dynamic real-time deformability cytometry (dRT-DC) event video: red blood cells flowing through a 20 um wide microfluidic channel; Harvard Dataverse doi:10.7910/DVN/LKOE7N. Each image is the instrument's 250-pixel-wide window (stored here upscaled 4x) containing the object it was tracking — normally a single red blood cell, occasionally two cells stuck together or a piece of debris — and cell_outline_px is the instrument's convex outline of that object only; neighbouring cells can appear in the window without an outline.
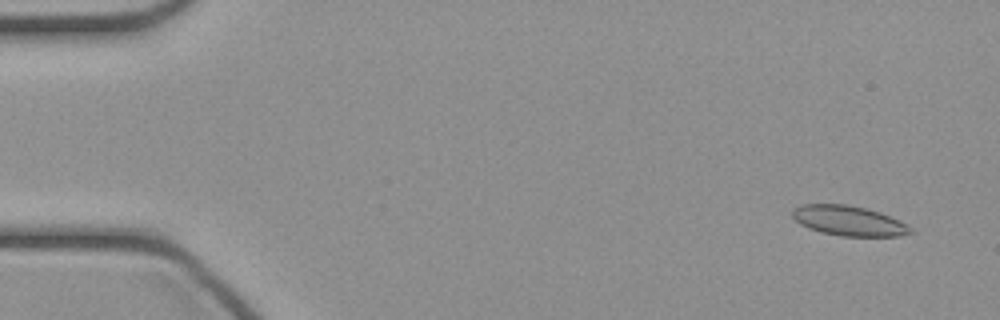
{"species": "common noctule bat (a hibernating species)", "species_latin": "Nyctalus noctula", "temperature_condition": "cold", "stored_images_in_passage": 12, "camera_frame_rate_fps": 3000, "um_per_image_px": 0.085, "animal": {"sex": "female", "body_mass_g": 21.9}, "frame": {"image": 1, "passage_image": 3, "time_ms": 0.667, "image_size_px": [1000, 320], "cell_outline_px": [[912, 232], [900, 236], [840, 236], [820, 232], [808, 228], [800, 224], [792, 216], [792, 208], [800, 204], [844, 204], [868, 208], [880, 212], [912, 228]], "centroid_in_image_um": [72.08, 18.76], "position_along_channel_um": 12.9, "area_um2": 20.58}}